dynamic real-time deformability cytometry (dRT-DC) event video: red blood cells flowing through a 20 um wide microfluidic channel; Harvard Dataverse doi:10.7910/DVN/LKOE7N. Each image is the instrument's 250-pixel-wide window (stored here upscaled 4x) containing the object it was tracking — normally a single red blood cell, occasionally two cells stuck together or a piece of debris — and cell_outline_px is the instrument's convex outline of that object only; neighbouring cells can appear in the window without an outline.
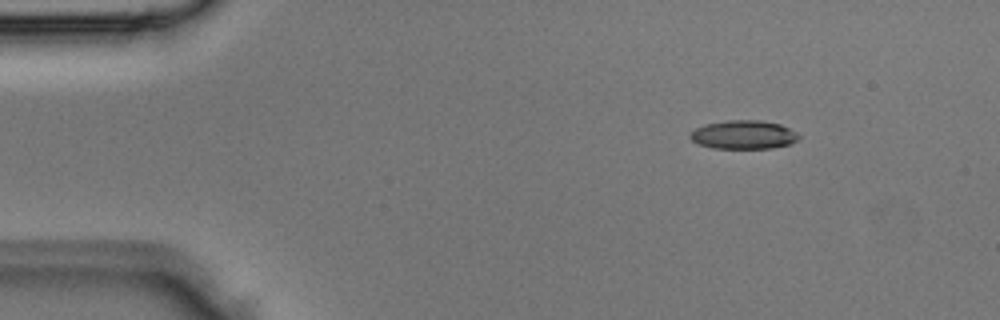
{"species": "Egyptian fruit bat (a non-hibernating species)", "species_latin": "Rousettus aegyptiacus", "temperature_condition": "room temperature", "stored_images_in_passage": 3, "segment_of_instrument_passage": [1, 2], "camera_frame_rate_fps": 3000, "um_per_image_px": 0.085, "animal": {"sex": "male"}, "frame": {"image": 1, "passage_image": 1, "time_ms": 0.0, "image_size_px": [1000, 320], "cell_outline_px": [[800, 136], [796, 140], [788, 144], [772, 148], [712, 148], [700, 144], [692, 140], [688, 136], [696, 128], [704, 124], [728, 120], [760, 120], [780, 124], [796, 132]], "centroid_in_image_um": [63.19, 11.44], "position_along_channel_um": 21.8, "area_um2": 17.98}}
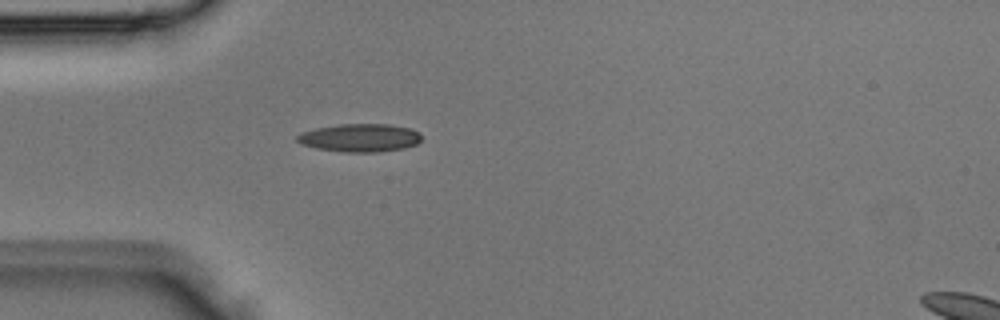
{"frame": {"image": 2, "passage_image": 2, "time_ms": 0.333, "image_size_px": [1000, 320], "cell_outline_px": [[420, 140], [416, 144], [404, 148], [376, 152], [340, 152], [316, 148], [300, 144], [296, 140], [296, 136], [300, 132], [316, 128], [340, 124], [388, 124], [408, 128], [420, 132]], "centroid_in_image_um": [30.54, 11.71], "position_along_channel_um": 54.5, "area_um2": 20.4}}